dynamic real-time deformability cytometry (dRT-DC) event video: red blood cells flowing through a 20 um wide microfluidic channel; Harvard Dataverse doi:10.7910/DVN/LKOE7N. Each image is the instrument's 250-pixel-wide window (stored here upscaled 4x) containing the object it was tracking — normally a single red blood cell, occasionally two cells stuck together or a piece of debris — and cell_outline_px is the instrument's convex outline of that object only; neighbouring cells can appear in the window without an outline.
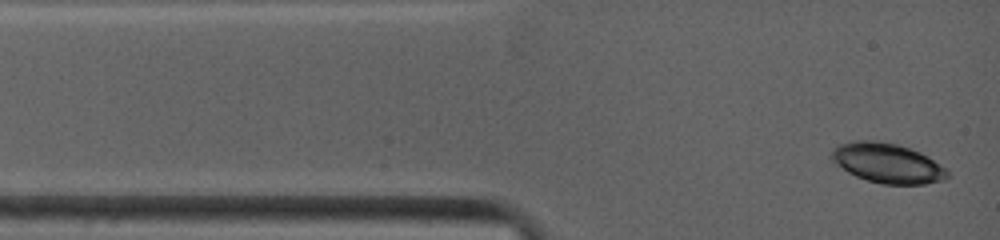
{"species": "common noctule bat (a hibernating species)", "species_latin": "Nyctalus noctula", "temperature_condition": "warm", "stored_images_in_passage": 7, "camera_frame_rate_fps": 4500, "um_per_image_px": 0.085, "animal": {"sex": "female", "body_mass_g": 19.0, "forearm_length_mm": 53.3}, "frame": {"image": 1, "passage_image": 1, "time_ms": 0.0, "image_size_px": [1000, 240], "cell_outline_px": [[948, 176], [944, 180], [924, 184], [880, 184], [856, 176], [848, 172], [832, 160], [828, 156], [832, 148], [836, 144], [852, 140], [876, 140], [896, 144], [920, 152], [928, 156], [944, 168], [948, 172]], "centroid_in_image_um": [75.37, 13.85], "position_along_channel_um": 9.6, "area_um2": 26.93}}
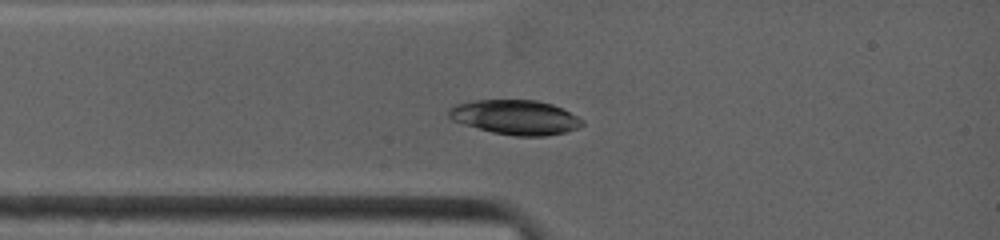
{"frame": {"image": 2, "passage_image": 7, "time_ms": 1.778, "image_size_px": [1000, 240], "cell_outline_px": [[584, 124], [580, 128], [564, 132], [544, 136], [516, 136], [492, 132], [464, 124], [452, 120], [448, 116], [448, 112], [456, 104], [476, 100], [536, 100], [552, 104], [584, 120]], "centroid_in_image_um": [43.83, 9.97], "position_along_channel_um": 41.2, "area_um2": 26.65}}